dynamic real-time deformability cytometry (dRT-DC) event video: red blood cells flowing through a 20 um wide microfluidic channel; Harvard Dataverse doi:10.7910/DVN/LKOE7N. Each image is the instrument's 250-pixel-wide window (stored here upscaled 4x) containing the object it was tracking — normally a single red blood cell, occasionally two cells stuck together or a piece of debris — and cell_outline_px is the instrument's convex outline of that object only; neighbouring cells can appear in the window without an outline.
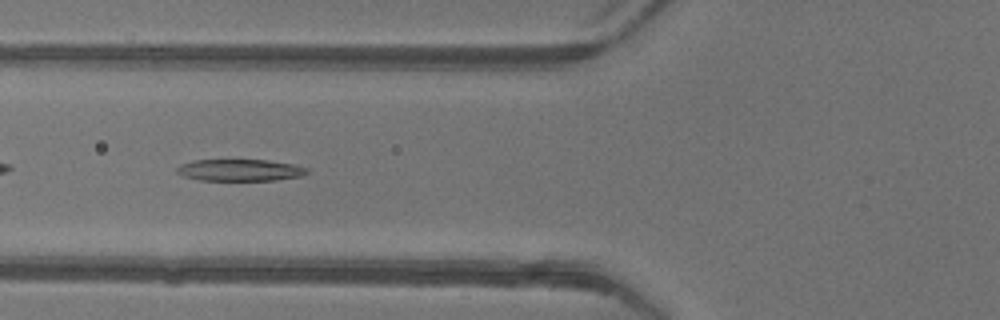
{"species": "common noctule bat (a hibernating species)", "species_latin": "Nyctalus noctula", "temperature_condition": "warm", "stored_images_in_passage": 35, "camera_frame_rate_fps": 3000, "um_per_image_px": 0.085, "animal": {"sex": "female"}, "frame": {"image": 1, "passage_image": 5, "time_ms": 1.333, "image_size_px": [1000, 320], "cell_outline_px": [[308, 172], [300, 176], [276, 180], [200, 180], [184, 176], [176, 172], [176, 168], [180, 164], [196, 160], [268, 160], [292, 164], [308, 168]], "centroid_in_image_um": [20.38, 14.46], "position_along_channel_um": 105.4, "area_um2": 16.36}}
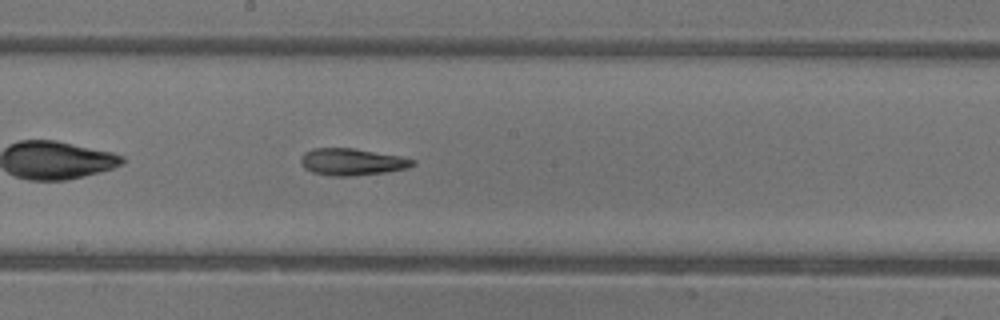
{"frame": {"image": 2, "passage_image": 13, "time_ms": 4.0, "image_size_px": [1000, 320], "cell_outline_px": [[416, 164], [408, 168], [384, 172], [348, 176], [332, 176], [312, 172], [304, 168], [300, 164], [300, 160], [304, 152], [312, 148], [352, 148], [400, 156], [416, 160]], "centroid_in_image_um": [29.9, 13.75], "position_along_channel_um": 218.3, "area_um2": 17.51}}
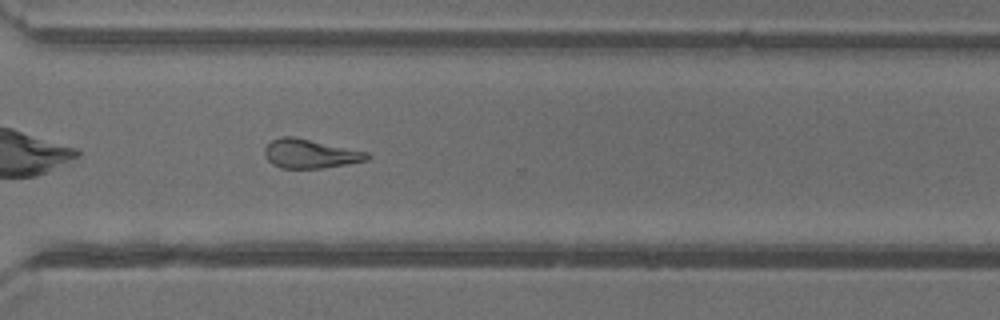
{"frame": {"image": 3, "passage_image": 22, "time_ms": 7.0, "image_size_px": [1000, 320], "cell_outline_px": [[368, 160], [348, 164], [320, 168], [280, 168], [272, 164], [264, 156], [264, 148], [272, 140], [280, 136], [292, 136], [368, 152]], "centroid_in_image_um": [26.32, 13.07], "position_along_channel_um": 344.3, "area_um2": 17.22}, "authors_computed_cell_mechanics": {"area_um2": 17.5134, "velocity_mm_per_s": 4.214, "shape_relaxation_time_tau1_ms": null, "shape_relaxation_time_tau2_ms": 4.943, "deformation_change_tau1": null, "deformation_change_tau2": 0.1784}}